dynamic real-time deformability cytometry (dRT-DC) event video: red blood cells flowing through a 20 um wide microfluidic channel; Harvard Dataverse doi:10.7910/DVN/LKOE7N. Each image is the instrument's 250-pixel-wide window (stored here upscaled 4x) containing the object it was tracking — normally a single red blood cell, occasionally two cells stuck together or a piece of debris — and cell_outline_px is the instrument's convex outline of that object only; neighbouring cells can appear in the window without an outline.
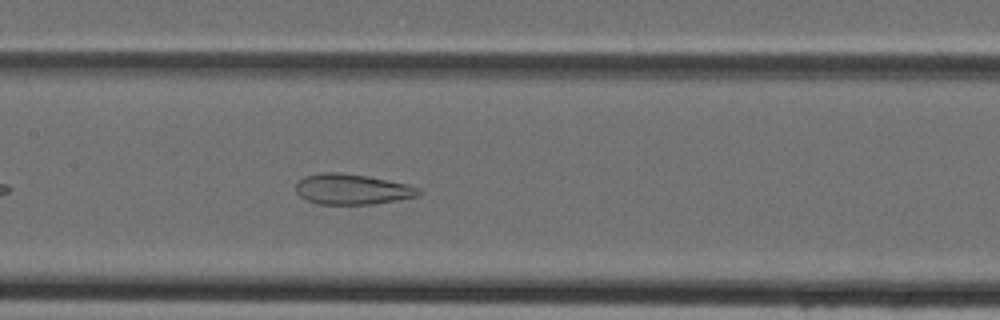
{"species": "Egyptian fruit bat (a non-hibernating species)", "species_latin": "Rousettus aegyptiacus", "temperature_condition": "cold", "stored_images_in_passage": 34, "camera_frame_rate_fps": 3000, "um_per_image_px": 0.085, "animal": {"sex": "female"}, "frame": {"image": 1, "passage_image": 11, "time_ms": 3.333, "image_size_px": [1000, 320], "cell_outline_px": [[420, 192], [416, 196], [396, 200], [372, 204], [320, 204], [304, 200], [296, 192], [296, 184], [304, 176], [320, 172], [340, 172], [368, 176], [408, 184], [420, 188]], "centroid_in_image_um": [29.89, 16.07], "position_along_channel_um": 177.5, "area_um2": 21.85}}
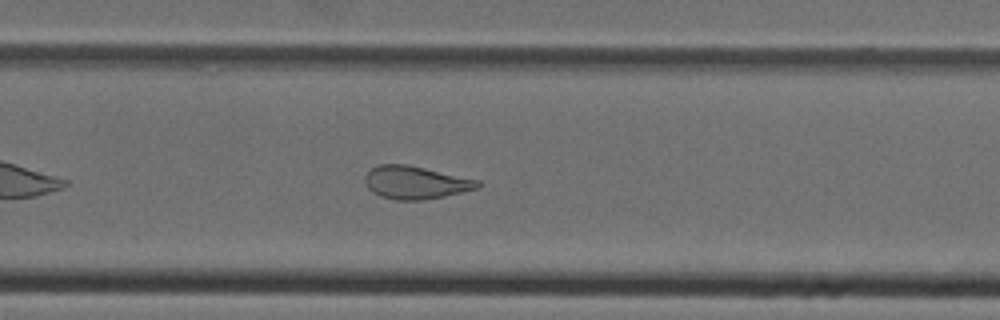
{"frame": {"image": 2, "passage_image": 19, "time_ms": 6.0, "image_size_px": [1000, 320], "cell_outline_px": [[480, 188], [444, 196], [424, 200], [396, 200], [380, 196], [372, 192], [368, 188], [364, 180], [364, 176], [372, 168], [380, 164], [408, 164], [480, 180]], "centroid_in_image_um": [35.33, 15.51], "position_along_channel_um": 294.5, "area_um2": 21.73}}
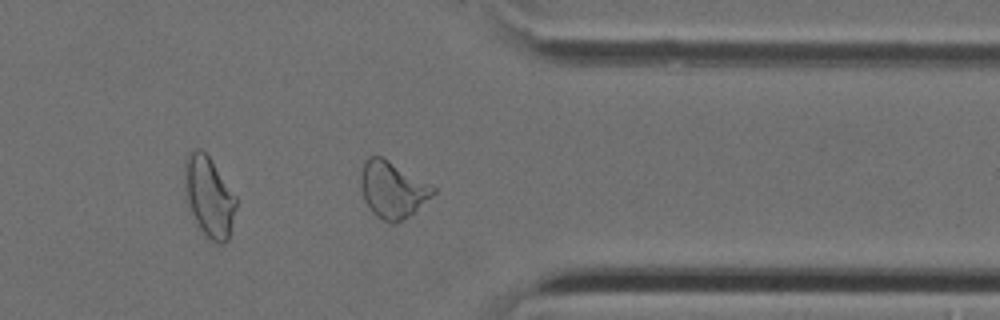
{"frame": {"image": 3, "passage_image": 25, "time_ms": 8.0, "image_size_px": [1000, 320], "cell_outline_px": [[436, 192], [432, 196], [408, 216], [396, 224], [392, 224], [376, 216], [372, 212], [364, 200], [360, 184], [360, 176], [364, 160], [368, 156], [380, 156], [388, 160], [432, 184], [436, 188]], "centroid_in_image_um": [33.35, 16.11], "position_along_channel_um": 378.0, "area_um2": 23.81}}